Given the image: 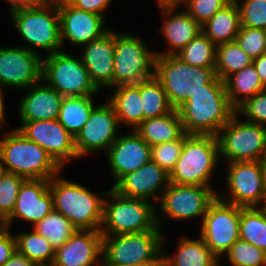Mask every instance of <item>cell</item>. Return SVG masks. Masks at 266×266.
<instances>
[{
  "instance_id": "cell-1",
  "label": "cell",
  "mask_w": 266,
  "mask_h": 266,
  "mask_svg": "<svg viewBox=\"0 0 266 266\" xmlns=\"http://www.w3.org/2000/svg\"><path fill=\"white\" fill-rule=\"evenodd\" d=\"M177 110L184 132L189 135L217 136L236 114L226 94L225 83L218 77L204 85V89L189 95V100Z\"/></svg>"
},
{
  "instance_id": "cell-2",
  "label": "cell",
  "mask_w": 266,
  "mask_h": 266,
  "mask_svg": "<svg viewBox=\"0 0 266 266\" xmlns=\"http://www.w3.org/2000/svg\"><path fill=\"white\" fill-rule=\"evenodd\" d=\"M60 175L52 177L49 183L54 209L70 220L77 230L100 231L107 191L95 193Z\"/></svg>"
},
{
  "instance_id": "cell-3",
  "label": "cell",
  "mask_w": 266,
  "mask_h": 266,
  "mask_svg": "<svg viewBox=\"0 0 266 266\" xmlns=\"http://www.w3.org/2000/svg\"><path fill=\"white\" fill-rule=\"evenodd\" d=\"M0 159L6 172L25 179L50 180L63 171L42 147L30 141L17 128L3 132Z\"/></svg>"
},
{
  "instance_id": "cell-4",
  "label": "cell",
  "mask_w": 266,
  "mask_h": 266,
  "mask_svg": "<svg viewBox=\"0 0 266 266\" xmlns=\"http://www.w3.org/2000/svg\"><path fill=\"white\" fill-rule=\"evenodd\" d=\"M156 204L141 198H128L109 187L104 198L102 236L162 231L156 220Z\"/></svg>"
},
{
  "instance_id": "cell-5",
  "label": "cell",
  "mask_w": 266,
  "mask_h": 266,
  "mask_svg": "<svg viewBox=\"0 0 266 266\" xmlns=\"http://www.w3.org/2000/svg\"><path fill=\"white\" fill-rule=\"evenodd\" d=\"M11 22L27 44L18 45L43 57L62 51L60 15L57 1L9 13Z\"/></svg>"
},
{
  "instance_id": "cell-6",
  "label": "cell",
  "mask_w": 266,
  "mask_h": 266,
  "mask_svg": "<svg viewBox=\"0 0 266 266\" xmlns=\"http://www.w3.org/2000/svg\"><path fill=\"white\" fill-rule=\"evenodd\" d=\"M220 164L217 136L189 135L181 155L169 174L170 183L211 187V180Z\"/></svg>"
},
{
  "instance_id": "cell-7",
  "label": "cell",
  "mask_w": 266,
  "mask_h": 266,
  "mask_svg": "<svg viewBox=\"0 0 266 266\" xmlns=\"http://www.w3.org/2000/svg\"><path fill=\"white\" fill-rule=\"evenodd\" d=\"M154 76L160 81L171 107L177 110L189 95L204 89L217 76L215 68L189 65L176 55H156Z\"/></svg>"
},
{
  "instance_id": "cell-8",
  "label": "cell",
  "mask_w": 266,
  "mask_h": 266,
  "mask_svg": "<svg viewBox=\"0 0 266 266\" xmlns=\"http://www.w3.org/2000/svg\"><path fill=\"white\" fill-rule=\"evenodd\" d=\"M163 231L103 236L102 259L114 265H162Z\"/></svg>"
},
{
  "instance_id": "cell-9",
  "label": "cell",
  "mask_w": 266,
  "mask_h": 266,
  "mask_svg": "<svg viewBox=\"0 0 266 266\" xmlns=\"http://www.w3.org/2000/svg\"><path fill=\"white\" fill-rule=\"evenodd\" d=\"M41 79L63 97L97 95L100 92L80 56L77 58L63 50L42 57Z\"/></svg>"
},
{
  "instance_id": "cell-10",
  "label": "cell",
  "mask_w": 266,
  "mask_h": 266,
  "mask_svg": "<svg viewBox=\"0 0 266 266\" xmlns=\"http://www.w3.org/2000/svg\"><path fill=\"white\" fill-rule=\"evenodd\" d=\"M240 118L235 114L217 135L220 160L262 161L266 156V126Z\"/></svg>"
},
{
  "instance_id": "cell-11",
  "label": "cell",
  "mask_w": 266,
  "mask_h": 266,
  "mask_svg": "<svg viewBox=\"0 0 266 266\" xmlns=\"http://www.w3.org/2000/svg\"><path fill=\"white\" fill-rule=\"evenodd\" d=\"M140 36L115 31L113 87L154 76L156 53Z\"/></svg>"
},
{
  "instance_id": "cell-12",
  "label": "cell",
  "mask_w": 266,
  "mask_h": 266,
  "mask_svg": "<svg viewBox=\"0 0 266 266\" xmlns=\"http://www.w3.org/2000/svg\"><path fill=\"white\" fill-rule=\"evenodd\" d=\"M217 193L213 187L170 183L158 201L159 207L156 206L158 227L163 229L161 223L164 219L179 221L199 217L202 223L209 205L217 198Z\"/></svg>"
},
{
  "instance_id": "cell-13",
  "label": "cell",
  "mask_w": 266,
  "mask_h": 266,
  "mask_svg": "<svg viewBox=\"0 0 266 266\" xmlns=\"http://www.w3.org/2000/svg\"><path fill=\"white\" fill-rule=\"evenodd\" d=\"M227 164L228 191L226 194L218 192L217 197L242 208L261 207L266 198L262 161H237Z\"/></svg>"
},
{
  "instance_id": "cell-14",
  "label": "cell",
  "mask_w": 266,
  "mask_h": 266,
  "mask_svg": "<svg viewBox=\"0 0 266 266\" xmlns=\"http://www.w3.org/2000/svg\"><path fill=\"white\" fill-rule=\"evenodd\" d=\"M240 216L241 207L226 203L217 197L209 205L200 224V237L220 261L239 239Z\"/></svg>"
},
{
  "instance_id": "cell-15",
  "label": "cell",
  "mask_w": 266,
  "mask_h": 266,
  "mask_svg": "<svg viewBox=\"0 0 266 266\" xmlns=\"http://www.w3.org/2000/svg\"><path fill=\"white\" fill-rule=\"evenodd\" d=\"M120 124L113 106L105 100L93 110L82 130L75 137V148L78 158L105 151L119 137Z\"/></svg>"
},
{
  "instance_id": "cell-16",
  "label": "cell",
  "mask_w": 266,
  "mask_h": 266,
  "mask_svg": "<svg viewBox=\"0 0 266 266\" xmlns=\"http://www.w3.org/2000/svg\"><path fill=\"white\" fill-rule=\"evenodd\" d=\"M16 128L42 147L62 169L73 159H79L75 138L57 119L23 122Z\"/></svg>"
},
{
  "instance_id": "cell-17",
  "label": "cell",
  "mask_w": 266,
  "mask_h": 266,
  "mask_svg": "<svg viewBox=\"0 0 266 266\" xmlns=\"http://www.w3.org/2000/svg\"><path fill=\"white\" fill-rule=\"evenodd\" d=\"M42 57L22 46L0 47V88L27 89L41 80Z\"/></svg>"
},
{
  "instance_id": "cell-18",
  "label": "cell",
  "mask_w": 266,
  "mask_h": 266,
  "mask_svg": "<svg viewBox=\"0 0 266 266\" xmlns=\"http://www.w3.org/2000/svg\"><path fill=\"white\" fill-rule=\"evenodd\" d=\"M60 15L61 42L83 46L100 38L111 28L105 17L78 9L67 0H57Z\"/></svg>"
},
{
  "instance_id": "cell-19",
  "label": "cell",
  "mask_w": 266,
  "mask_h": 266,
  "mask_svg": "<svg viewBox=\"0 0 266 266\" xmlns=\"http://www.w3.org/2000/svg\"><path fill=\"white\" fill-rule=\"evenodd\" d=\"M150 152L151 146L134 129L120 134L106 152L113 185L124 175L148 163L151 160Z\"/></svg>"
},
{
  "instance_id": "cell-20",
  "label": "cell",
  "mask_w": 266,
  "mask_h": 266,
  "mask_svg": "<svg viewBox=\"0 0 266 266\" xmlns=\"http://www.w3.org/2000/svg\"><path fill=\"white\" fill-rule=\"evenodd\" d=\"M49 183L45 179H26L22 183L14 210L6 219L8 229H12L15 219L34 226L54 209Z\"/></svg>"
},
{
  "instance_id": "cell-21",
  "label": "cell",
  "mask_w": 266,
  "mask_h": 266,
  "mask_svg": "<svg viewBox=\"0 0 266 266\" xmlns=\"http://www.w3.org/2000/svg\"><path fill=\"white\" fill-rule=\"evenodd\" d=\"M169 184V174L150 160L138 170L121 177L111 188L128 198L158 202Z\"/></svg>"
},
{
  "instance_id": "cell-22",
  "label": "cell",
  "mask_w": 266,
  "mask_h": 266,
  "mask_svg": "<svg viewBox=\"0 0 266 266\" xmlns=\"http://www.w3.org/2000/svg\"><path fill=\"white\" fill-rule=\"evenodd\" d=\"M103 236L100 231L77 230L55 250L54 266H100Z\"/></svg>"
},
{
  "instance_id": "cell-23",
  "label": "cell",
  "mask_w": 266,
  "mask_h": 266,
  "mask_svg": "<svg viewBox=\"0 0 266 266\" xmlns=\"http://www.w3.org/2000/svg\"><path fill=\"white\" fill-rule=\"evenodd\" d=\"M83 47V48H82ZM80 58L86 67L95 86L101 88L113 87L115 30L90 43L81 46Z\"/></svg>"
},
{
  "instance_id": "cell-24",
  "label": "cell",
  "mask_w": 266,
  "mask_h": 266,
  "mask_svg": "<svg viewBox=\"0 0 266 266\" xmlns=\"http://www.w3.org/2000/svg\"><path fill=\"white\" fill-rule=\"evenodd\" d=\"M179 8L181 9L179 6L159 7L162 17H165L159 31L167 42L168 48L155 52L156 55H176L202 32L201 25L186 10L181 9L180 11Z\"/></svg>"
},
{
  "instance_id": "cell-25",
  "label": "cell",
  "mask_w": 266,
  "mask_h": 266,
  "mask_svg": "<svg viewBox=\"0 0 266 266\" xmlns=\"http://www.w3.org/2000/svg\"><path fill=\"white\" fill-rule=\"evenodd\" d=\"M18 104L20 125L23 122L58 119L63 96L41 79L27 88Z\"/></svg>"
},
{
  "instance_id": "cell-26",
  "label": "cell",
  "mask_w": 266,
  "mask_h": 266,
  "mask_svg": "<svg viewBox=\"0 0 266 266\" xmlns=\"http://www.w3.org/2000/svg\"><path fill=\"white\" fill-rule=\"evenodd\" d=\"M162 243V266H221L219 258L207 247L201 237L191 239L180 235L174 254L164 251Z\"/></svg>"
},
{
  "instance_id": "cell-27",
  "label": "cell",
  "mask_w": 266,
  "mask_h": 266,
  "mask_svg": "<svg viewBox=\"0 0 266 266\" xmlns=\"http://www.w3.org/2000/svg\"><path fill=\"white\" fill-rule=\"evenodd\" d=\"M112 95L107 101L113 106L120 126L135 129L143 120V104L140 95V82L112 87Z\"/></svg>"
},
{
  "instance_id": "cell-28",
  "label": "cell",
  "mask_w": 266,
  "mask_h": 266,
  "mask_svg": "<svg viewBox=\"0 0 266 266\" xmlns=\"http://www.w3.org/2000/svg\"><path fill=\"white\" fill-rule=\"evenodd\" d=\"M134 131L150 146L177 140L185 134L175 109L164 116L143 120Z\"/></svg>"
},
{
  "instance_id": "cell-29",
  "label": "cell",
  "mask_w": 266,
  "mask_h": 266,
  "mask_svg": "<svg viewBox=\"0 0 266 266\" xmlns=\"http://www.w3.org/2000/svg\"><path fill=\"white\" fill-rule=\"evenodd\" d=\"M241 26L236 2H230L201 26L202 32L215 44L235 41Z\"/></svg>"
},
{
  "instance_id": "cell-30",
  "label": "cell",
  "mask_w": 266,
  "mask_h": 266,
  "mask_svg": "<svg viewBox=\"0 0 266 266\" xmlns=\"http://www.w3.org/2000/svg\"><path fill=\"white\" fill-rule=\"evenodd\" d=\"M224 83L226 94L235 109L258 92L266 89L260 81L253 63L229 76Z\"/></svg>"
},
{
  "instance_id": "cell-31",
  "label": "cell",
  "mask_w": 266,
  "mask_h": 266,
  "mask_svg": "<svg viewBox=\"0 0 266 266\" xmlns=\"http://www.w3.org/2000/svg\"><path fill=\"white\" fill-rule=\"evenodd\" d=\"M96 95L63 97L58 116L60 124L75 138L88 121L94 105Z\"/></svg>"
},
{
  "instance_id": "cell-32",
  "label": "cell",
  "mask_w": 266,
  "mask_h": 266,
  "mask_svg": "<svg viewBox=\"0 0 266 266\" xmlns=\"http://www.w3.org/2000/svg\"><path fill=\"white\" fill-rule=\"evenodd\" d=\"M251 59L235 41L216 45V76L223 82L234 73L251 65Z\"/></svg>"
},
{
  "instance_id": "cell-33",
  "label": "cell",
  "mask_w": 266,
  "mask_h": 266,
  "mask_svg": "<svg viewBox=\"0 0 266 266\" xmlns=\"http://www.w3.org/2000/svg\"><path fill=\"white\" fill-rule=\"evenodd\" d=\"M32 229L46 238L54 250L63 246L77 231L71 221L55 209L37 222Z\"/></svg>"
},
{
  "instance_id": "cell-34",
  "label": "cell",
  "mask_w": 266,
  "mask_h": 266,
  "mask_svg": "<svg viewBox=\"0 0 266 266\" xmlns=\"http://www.w3.org/2000/svg\"><path fill=\"white\" fill-rule=\"evenodd\" d=\"M140 95L144 120L164 116L173 110L167 99L166 92L155 76L140 81Z\"/></svg>"
},
{
  "instance_id": "cell-35",
  "label": "cell",
  "mask_w": 266,
  "mask_h": 266,
  "mask_svg": "<svg viewBox=\"0 0 266 266\" xmlns=\"http://www.w3.org/2000/svg\"><path fill=\"white\" fill-rule=\"evenodd\" d=\"M239 238L266 252V214L260 207H241Z\"/></svg>"
},
{
  "instance_id": "cell-36",
  "label": "cell",
  "mask_w": 266,
  "mask_h": 266,
  "mask_svg": "<svg viewBox=\"0 0 266 266\" xmlns=\"http://www.w3.org/2000/svg\"><path fill=\"white\" fill-rule=\"evenodd\" d=\"M17 251L36 264H50L54 260L55 250L49 241L32 229V232H18Z\"/></svg>"
},
{
  "instance_id": "cell-37",
  "label": "cell",
  "mask_w": 266,
  "mask_h": 266,
  "mask_svg": "<svg viewBox=\"0 0 266 266\" xmlns=\"http://www.w3.org/2000/svg\"><path fill=\"white\" fill-rule=\"evenodd\" d=\"M176 56L189 65L215 68L216 45L203 32H200Z\"/></svg>"
},
{
  "instance_id": "cell-38",
  "label": "cell",
  "mask_w": 266,
  "mask_h": 266,
  "mask_svg": "<svg viewBox=\"0 0 266 266\" xmlns=\"http://www.w3.org/2000/svg\"><path fill=\"white\" fill-rule=\"evenodd\" d=\"M224 256L231 266H266V252L240 238Z\"/></svg>"
},
{
  "instance_id": "cell-39",
  "label": "cell",
  "mask_w": 266,
  "mask_h": 266,
  "mask_svg": "<svg viewBox=\"0 0 266 266\" xmlns=\"http://www.w3.org/2000/svg\"><path fill=\"white\" fill-rule=\"evenodd\" d=\"M188 136L189 134L185 133L177 140L151 146V161L158 164L162 169L170 174L181 155L184 140Z\"/></svg>"
},
{
  "instance_id": "cell-40",
  "label": "cell",
  "mask_w": 266,
  "mask_h": 266,
  "mask_svg": "<svg viewBox=\"0 0 266 266\" xmlns=\"http://www.w3.org/2000/svg\"><path fill=\"white\" fill-rule=\"evenodd\" d=\"M22 176L5 172L0 179V218L7 219L14 210L22 183Z\"/></svg>"
},
{
  "instance_id": "cell-41",
  "label": "cell",
  "mask_w": 266,
  "mask_h": 266,
  "mask_svg": "<svg viewBox=\"0 0 266 266\" xmlns=\"http://www.w3.org/2000/svg\"><path fill=\"white\" fill-rule=\"evenodd\" d=\"M236 42L254 60L266 52V30L240 26Z\"/></svg>"
},
{
  "instance_id": "cell-42",
  "label": "cell",
  "mask_w": 266,
  "mask_h": 266,
  "mask_svg": "<svg viewBox=\"0 0 266 266\" xmlns=\"http://www.w3.org/2000/svg\"><path fill=\"white\" fill-rule=\"evenodd\" d=\"M236 3L241 26L266 30V0H238Z\"/></svg>"
},
{
  "instance_id": "cell-43",
  "label": "cell",
  "mask_w": 266,
  "mask_h": 266,
  "mask_svg": "<svg viewBox=\"0 0 266 266\" xmlns=\"http://www.w3.org/2000/svg\"><path fill=\"white\" fill-rule=\"evenodd\" d=\"M229 3V0H184L182 7L202 26Z\"/></svg>"
},
{
  "instance_id": "cell-44",
  "label": "cell",
  "mask_w": 266,
  "mask_h": 266,
  "mask_svg": "<svg viewBox=\"0 0 266 266\" xmlns=\"http://www.w3.org/2000/svg\"><path fill=\"white\" fill-rule=\"evenodd\" d=\"M236 114L245 116L247 122L266 126V89L241 104Z\"/></svg>"
},
{
  "instance_id": "cell-45",
  "label": "cell",
  "mask_w": 266,
  "mask_h": 266,
  "mask_svg": "<svg viewBox=\"0 0 266 266\" xmlns=\"http://www.w3.org/2000/svg\"><path fill=\"white\" fill-rule=\"evenodd\" d=\"M74 7L83 11L92 12L106 18L105 11L113 0H67Z\"/></svg>"
},
{
  "instance_id": "cell-46",
  "label": "cell",
  "mask_w": 266,
  "mask_h": 266,
  "mask_svg": "<svg viewBox=\"0 0 266 266\" xmlns=\"http://www.w3.org/2000/svg\"><path fill=\"white\" fill-rule=\"evenodd\" d=\"M13 232L8 229L0 237V266H2L17 250L16 238Z\"/></svg>"
},
{
  "instance_id": "cell-47",
  "label": "cell",
  "mask_w": 266,
  "mask_h": 266,
  "mask_svg": "<svg viewBox=\"0 0 266 266\" xmlns=\"http://www.w3.org/2000/svg\"><path fill=\"white\" fill-rule=\"evenodd\" d=\"M9 4L10 13L22 9L35 8L45 4L48 0H5Z\"/></svg>"
},
{
  "instance_id": "cell-48",
  "label": "cell",
  "mask_w": 266,
  "mask_h": 266,
  "mask_svg": "<svg viewBox=\"0 0 266 266\" xmlns=\"http://www.w3.org/2000/svg\"><path fill=\"white\" fill-rule=\"evenodd\" d=\"M37 264L29 260L23 254L19 253L17 250L11 256L9 260H7L2 266H36Z\"/></svg>"
},
{
  "instance_id": "cell-49",
  "label": "cell",
  "mask_w": 266,
  "mask_h": 266,
  "mask_svg": "<svg viewBox=\"0 0 266 266\" xmlns=\"http://www.w3.org/2000/svg\"><path fill=\"white\" fill-rule=\"evenodd\" d=\"M260 81L266 87V52L253 60Z\"/></svg>"
},
{
  "instance_id": "cell-50",
  "label": "cell",
  "mask_w": 266,
  "mask_h": 266,
  "mask_svg": "<svg viewBox=\"0 0 266 266\" xmlns=\"http://www.w3.org/2000/svg\"><path fill=\"white\" fill-rule=\"evenodd\" d=\"M4 90L0 88V129L6 124V113H5V100Z\"/></svg>"
},
{
  "instance_id": "cell-51",
  "label": "cell",
  "mask_w": 266,
  "mask_h": 266,
  "mask_svg": "<svg viewBox=\"0 0 266 266\" xmlns=\"http://www.w3.org/2000/svg\"><path fill=\"white\" fill-rule=\"evenodd\" d=\"M158 7L182 6L184 0H155Z\"/></svg>"
},
{
  "instance_id": "cell-52",
  "label": "cell",
  "mask_w": 266,
  "mask_h": 266,
  "mask_svg": "<svg viewBox=\"0 0 266 266\" xmlns=\"http://www.w3.org/2000/svg\"><path fill=\"white\" fill-rule=\"evenodd\" d=\"M8 230L6 219L0 218V237Z\"/></svg>"
},
{
  "instance_id": "cell-53",
  "label": "cell",
  "mask_w": 266,
  "mask_h": 266,
  "mask_svg": "<svg viewBox=\"0 0 266 266\" xmlns=\"http://www.w3.org/2000/svg\"><path fill=\"white\" fill-rule=\"evenodd\" d=\"M100 266H162V265H140V264L114 265V264H108L102 259Z\"/></svg>"
},
{
  "instance_id": "cell-54",
  "label": "cell",
  "mask_w": 266,
  "mask_h": 266,
  "mask_svg": "<svg viewBox=\"0 0 266 266\" xmlns=\"http://www.w3.org/2000/svg\"><path fill=\"white\" fill-rule=\"evenodd\" d=\"M262 165H263V173H264V188L266 191V156L262 160Z\"/></svg>"
},
{
  "instance_id": "cell-55",
  "label": "cell",
  "mask_w": 266,
  "mask_h": 266,
  "mask_svg": "<svg viewBox=\"0 0 266 266\" xmlns=\"http://www.w3.org/2000/svg\"><path fill=\"white\" fill-rule=\"evenodd\" d=\"M5 172H6V170H5V168L1 162V159H0V179L4 175Z\"/></svg>"
},
{
  "instance_id": "cell-56",
  "label": "cell",
  "mask_w": 266,
  "mask_h": 266,
  "mask_svg": "<svg viewBox=\"0 0 266 266\" xmlns=\"http://www.w3.org/2000/svg\"><path fill=\"white\" fill-rule=\"evenodd\" d=\"M263 211H264V213L266 214V198H265V200L263 201V204L261 205V207H260Z\"/></svg>"
},
{
  "instance_id": "cell-57",
  "label": "cell",
  "mask_w": 266,
  "mask_h": 266,
  "mask_svg": "<svg viewBox=\"0 0 266 266\" xmlns=\"http://www.w3.org/2000/svg\"><path fill=\"white\" fill-rule=\"evenodd\" d=\"M36 266H54V265L50 263V264H37Z\"/></svg>"
},
{
  "instance_id": "cell-58",
  "label": "cell",
  "mask_w": 266,
  "mask_h": 266,
  "mask_svg": "<svg viewBox=\"0 0 266 266\" xmlns=\"http://www.w3.org/2000/svg\"><path fill=\"white\" fill-rule=\"evenodd\" d=\"M230 2H237L238 0H229Z\"/></svg>"
}]
</instances>
